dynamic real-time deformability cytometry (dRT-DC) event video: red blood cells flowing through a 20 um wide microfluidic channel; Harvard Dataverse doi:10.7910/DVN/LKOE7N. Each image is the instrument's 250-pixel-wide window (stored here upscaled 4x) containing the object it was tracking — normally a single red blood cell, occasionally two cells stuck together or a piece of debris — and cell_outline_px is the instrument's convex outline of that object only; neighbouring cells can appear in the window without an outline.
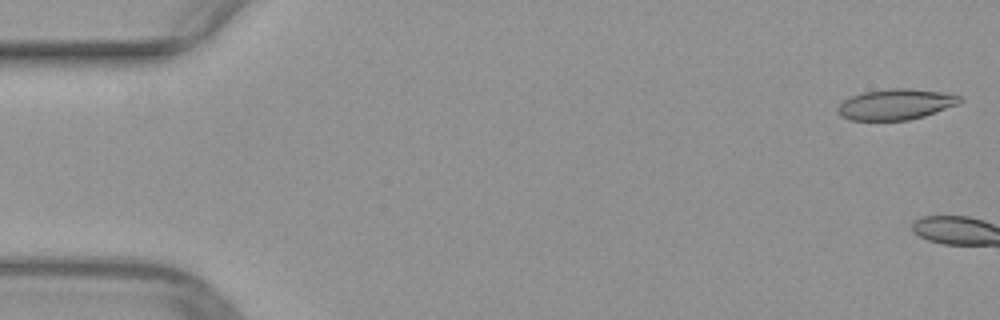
{"species": "common noctule bat (a hibernating species)", "species_latin": "Nyctalus noctula", "temperature_condition": "warm", "stored_images_in_passage": 3, "camera_frame_rate_fps": 3000, "um_per_image_px": 0.085, "animal": {"sex": "female", "body_mass_g": 29.2, "forearm_length_mm": 56.3}, "frame": {"image": 1, "passage_image": 1, "time_ms": 0.0, "image_size_px": [1000, 320], "cell_outline_px": [[964, 100], [960, 104], [924, 116], [908, 120], [848, 120], [840, 116], [836, 112], [836, 108], [848, 96], [864, 92], [892, 88], [912, 88], [940, 92], [964, 96]], "centroid_in_image_um": [76.15, 8.87], "position_along_channel_um": 8.9, "area_um2": 22.2}}